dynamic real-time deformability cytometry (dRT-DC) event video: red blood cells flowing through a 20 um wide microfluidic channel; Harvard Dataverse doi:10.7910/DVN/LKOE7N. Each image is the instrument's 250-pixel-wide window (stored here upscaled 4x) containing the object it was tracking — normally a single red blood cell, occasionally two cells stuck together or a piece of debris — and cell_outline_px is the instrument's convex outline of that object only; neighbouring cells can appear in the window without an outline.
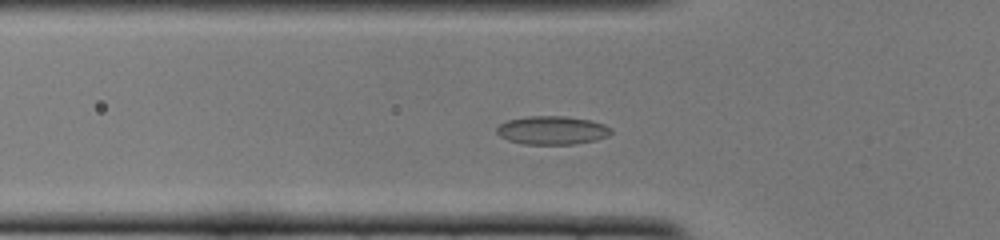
{"species": "common noctule bat (a hibernating species)", "species_latin": "Nyctalus noctula", "temperature_condition": "cold", "stored_images_in_passage": 37, "camera_frame_rate_fps": 3000, "um_per_image_px": 0.085, "animal": {"sex": "female", "body_mass_g": 22.0, "forearm_length_mm": 56.7}, "frame": {"image": 1, "passage_image": 3, "time_ms": 0.667, "image_size_px": [1000, 240], "cell_outline_px": [[612, 132], [608, 136], [596, 140], [576, 144], [524, 144], [508, 140], [500, 136], [496, 132], [496, 128], [500, 124], [508, 120], [528, 116], [568, 116], [592, 120], [604, 124], [612, 128]], "centroid_in_image_um": [46.96, 11.07], "position_along_channel_um": 78.8, "area_um2": 19.13}}
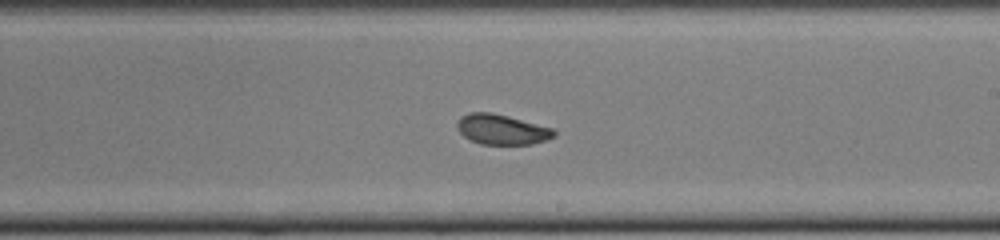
{"frame": {"image": 2, "passage_image": 16, "time_ms": 5.0, "image_size_px": [1000, 240], "cell_outline_px": [[556, 136], [532, 144], [480, 144], [464, 136], [456, 128], [456, 124], [460, 116], [468, 112], [492, 112], [508, 116], [552, 128], [556, 132]], "centroid_in_image_um": [42.62, 10.99], "position_along_channel_um": 246.4, "area_um2": 16.99}}
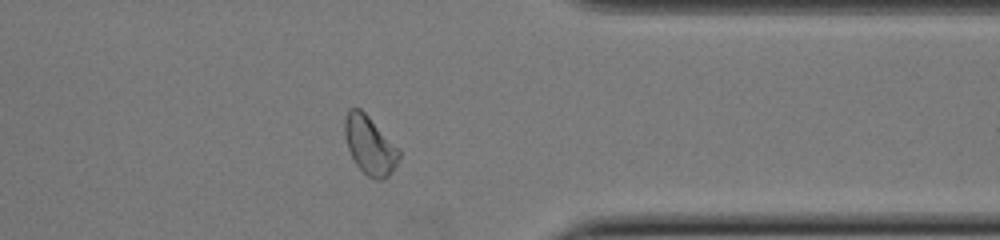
{"frame": {"image": 3, "passage_image": 27, "time_ms": 8.667, "image_size_px": [1000, 240], "cell_outline_px": [[400, 156], [392, 172], [384, 180], [376, 180], [368, 176], [356, 164], [348, 148], [344, 136], [344, 116], [348, 108], [360, 108], [400, 148]], "centroid_in_image_um": [31.43, 12.33], "position_along_channel_um": 380.0, "area_um2": 18.61}, "authors_computed_cell_mechanics": {"area_um2": 17.629, "velocity_mm_per_s": 3.8667, "shape_relaxation_time_tau1_ms": 9.1554, "shape_relaxation_time_tau2_ms": 1.7744, "deformation_change_tau1": 0.1406, "deformation_change_tau2": 0.0653}}